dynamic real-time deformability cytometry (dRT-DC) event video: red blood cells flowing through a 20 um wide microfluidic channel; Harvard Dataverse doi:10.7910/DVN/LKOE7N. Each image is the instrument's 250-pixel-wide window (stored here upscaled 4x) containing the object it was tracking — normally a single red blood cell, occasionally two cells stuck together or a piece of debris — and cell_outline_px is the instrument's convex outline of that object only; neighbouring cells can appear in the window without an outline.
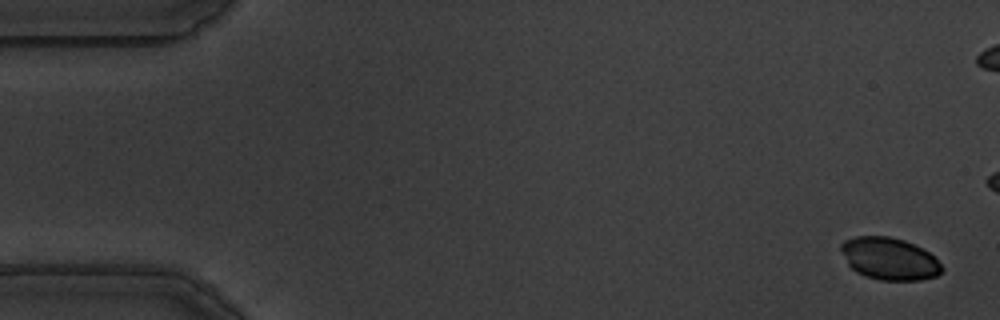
{"species": "common noctule bat (a hibernating species)", "species_latin": "Nyctalus noctula", "temperature_condition": "warm", "stored_images_in_passage": 16, "camera_frame_rate_fps": 3000, "um_per_image_px": 0.085, "animal": {"sex": "male", "body_mass_g": 19.5, "forearm_length_mm": 54.6}, "frame": {"image": 1, "passage_image": 3, "time_ms": 0.667, "image_size_px": [1000, 320], "cell_outline_px": [[944, 268], [936, 276], [920, 280], [880, 280], [864, 276], [856, 272], [848, 264], [840, 248], [840, 244], [844, 240], [856, 236], [888, 236], [904, 240], [928, 252]], "centroid_in_image_um": [75.56, 21.99], "position_along_channel_um": 9.4, "area_um2": 24.62}}